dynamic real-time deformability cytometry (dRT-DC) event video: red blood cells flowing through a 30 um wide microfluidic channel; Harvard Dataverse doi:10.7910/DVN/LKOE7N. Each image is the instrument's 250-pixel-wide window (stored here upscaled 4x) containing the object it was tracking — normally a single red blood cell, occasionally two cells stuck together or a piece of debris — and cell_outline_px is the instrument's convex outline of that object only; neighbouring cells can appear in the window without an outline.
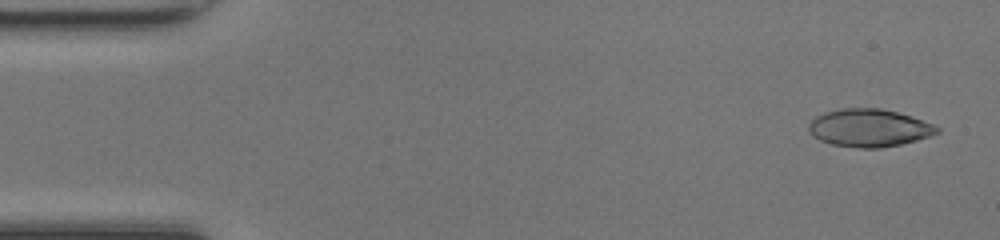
{"species": "common noctule bat (a hibernating species)", "species_latin": "Nyctalus noctula", "temperature_condition": "room temperature", "stored_images_in_passage": 47, "segment_of_instrument_passage": [1, 2], "camera_frame_rate_fps": 3000, "um_per_image_px": 0.085, "animal": {"sex": "female", "body_mass_g": 17.0, "forearm_length_mm": 48.0}, "frame": {"image": 1, "passage_image": 2, "time_ms": 0.333, "image_size_px": [1000, 240], "cell_outline_px": [[940, 132], [916, 140], [900, 144], [880, 148], [860, 148], [832, 144], [820, 140], [812, 136], [808, 132], [808, 124], [816, 116], [824, 112], [840, 108], [880, 108], [912, 116], [932, 124], [940, 128]], "centroid_in_image_um": [73.84, 10.87], "position_along_channel_um": 11.2, "area_um2": 28.21}}
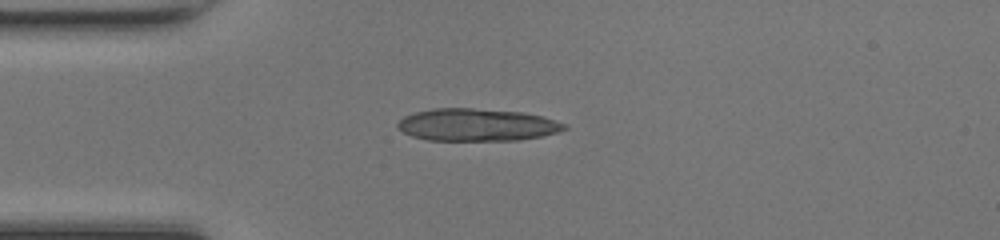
{"frame": {"image": 2, "passage_image": 12, "time_ms": 3.667, "image_size_px": [1000, 240], "cell_outline_px": [[568, 128], [560, 132], [544, 136], [520, 140], [428, 140], [412, 136], [396, 128], [396, 124], [404, 116], [416, 112], [432, 108], [472, 108], [524, 112], [556, 120], [568, 124]], "centroid_in_image_um": [40.58, 10.61], "position_along_channel_um": 44.4, "area_um2": 31.73}}